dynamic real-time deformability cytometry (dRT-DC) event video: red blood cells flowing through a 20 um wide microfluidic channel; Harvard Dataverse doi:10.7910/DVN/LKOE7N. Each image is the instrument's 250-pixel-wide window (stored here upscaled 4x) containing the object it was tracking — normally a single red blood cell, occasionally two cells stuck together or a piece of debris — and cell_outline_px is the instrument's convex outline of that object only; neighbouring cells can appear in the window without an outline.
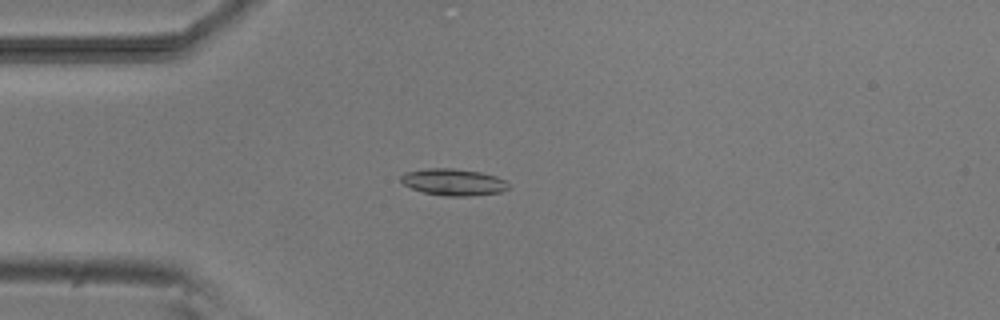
{"species": "common noctule bat (a hibernating species)", "species_latin": "Nyctalus noctula", "temperature_condition": "room temperature", "stored_images_in_passage": 4, "camera_frame_rate_fps": 3000, "um_per_image_px": 0.085, "animal": {"sex": "male", "body_mass_g": 20.5, "forearm_length_mm": 52.5}, "frame": {"image": 1, "passage_image": 4, "time_ms": 4.333, "image_size_px": [1000, 320], "cell_outline_px": [[508, 188], [500, 192], [472, 196], [444, 196], [424, 192], [412, 188], [404, 184], [400, 180], [400, 176], [404, 172], [428, 168], [452, 168], [480, 172], [496, 176], [504, 180], [508, 184]], "centroid_in_image_um": [38.52, 15.47], "position_along_channel_um": 46.5, "area_um2": 16.7}}